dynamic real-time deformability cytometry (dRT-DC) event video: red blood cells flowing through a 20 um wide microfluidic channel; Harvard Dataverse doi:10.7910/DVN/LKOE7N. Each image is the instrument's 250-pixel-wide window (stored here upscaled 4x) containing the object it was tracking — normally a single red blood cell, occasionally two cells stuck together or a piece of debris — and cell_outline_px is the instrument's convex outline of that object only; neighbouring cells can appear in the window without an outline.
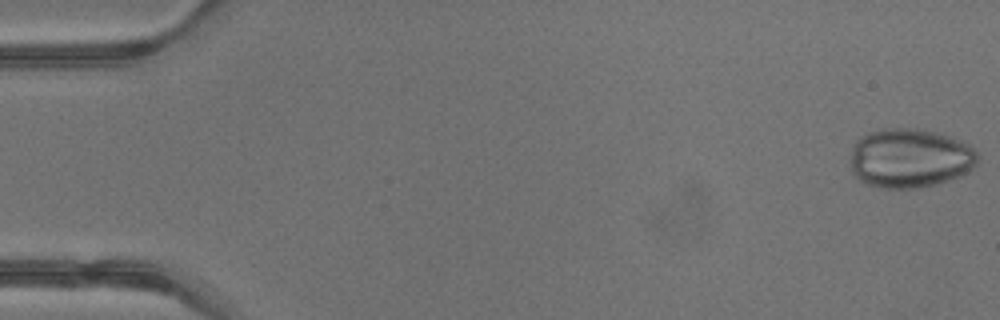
{"species": "common noctule bat (a hibernating species)", "species_latin": "Nyctalus noctula", "temperature_condition": "warm", "stored_images_in_passage": 42, "camera_frame_rate_fps": 3000, "um_per_image_px": 0.085, "animal": {"sex": "male", "body_mass_g": 13.3}, "frame": {"image": 1, "passage_image": 1, "time_ms": 0.0, "image_size_px": [1000, 320], "cell_outline_px": [[980, 156], [976, 164], [968, 172], [960, 176], [936, 184], [916, 188], [880, 188], [864, 184], [852, 172], [852, 148], [856, 140], [860, 136], [868, 132], [888, 128], [916, 128], [948, 136], [960, 140], [968, 144]], "centroid_in_image_um": [77.34, 13.45], "position_along_channel_um": 7.7, "area_um2": 44.04}}
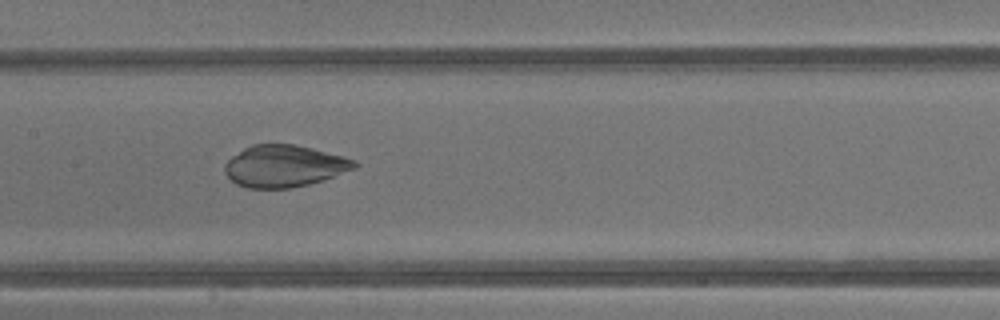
{"frame": {"image": 2, "passage_image": 21, "time_ms": 6.667, "image_size_px": [1000, 320], "cell_outline_px": [[360, 164], [356, 168], [324, 180], [308, 184], [288, 188], [248, 188], [236, 184], [224, 172], [224, 164], [232, 156], [244, 148], [252, 144], [296, 144], [344, 156], [356, 160]], "centroid_in_image_um": [24.18, 14.11], "position_along_channel_um": 183.2, "area_um2": 31.79}}
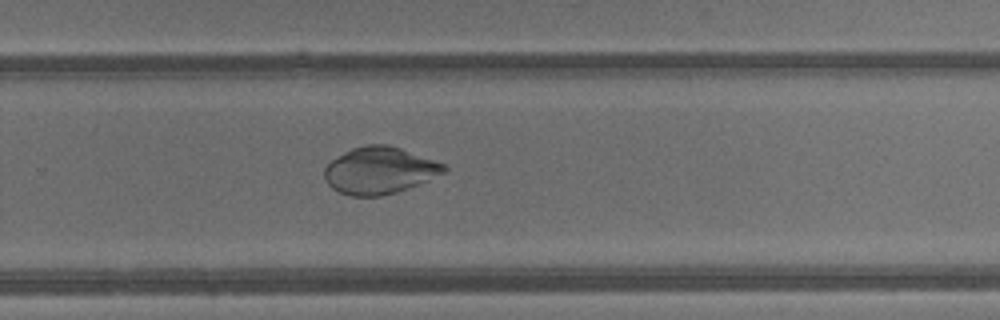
{"frame": {"image": 3, "passage_image": 28, "time_ms": 9.0, "image_size_px": [1000, 320], "cell_outline_px": [[448, 168], [444, 172], [428, 180], [396, 192], [380, 196], [352, 196], [340, 192], [332, 188], [328, 184], [324, 176], [324, 168], [332, 160], [344, 152], [352, 148], [364, 144], [388, 144], [400, 148], [444, 164]], "centroid_in_image_um": [32.23, 14.48], "position_along_channel_um": 297.6, "area_um2": 32.37}}